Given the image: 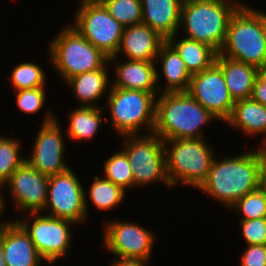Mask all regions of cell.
Masks as SVG:
<instances>
[{
	"label": "cell",
	"instance_id": "1",
	"mask_svg": "<svg viewBox=\"0 0 266 266\" xmlns=\"http://www.w3.org/2000/svg\"><path fill=\"white\" fill-rule=\"evenodd\" d=\"M221 159L214 158L207 179L198 190L229 209L238 199L259 188V160L252 149Z\"/></svg>",
	"mask_w": 266,
	"mask_h": 266
},
{
	"label": "cell",
	"instance_id": "2",
	"mask_svg": "<svg viewBox=\"0 0 266 266\" xmlns=\"http://www.w3.org/2000/svg\"><path fill=\"white\" fill-rule=\"evenodd\" d=\"M218 120L188 92H167L156 98L153 132L163 141L204 138L203 126Z\"/></svg>",
	"mask_w": 266,
	"mask_h": 266
},
{
	"label": "cell",
	"instance_id": "3",
	"mask_svg": "<svg viewBox=\"0 0 266 266\" xmlns=\"http://www.w3.org/2000/svg\"><path fill=\"white\" fill-rule=\"evenodd\" d=\"M242 4L231 0H184L179 29L184 28V37L205 43L219 53L229 21Z\"/></svg>",
	"mask_w": 266,
	"mask_h": 266
},
{
	"label": "cell",
	"instance_id": "4",
	"mask_svg": "<svg viewBox=\"0 0 266 266\" xmlns=\"http://www.w3.org/2000/svg\"><path fill=\"white\" fill-rule=\"evenodd\" d=\"M221 56L266 68V46L262 32V11L243 3L232 15Z\"/></svg>",
	"mask_w": 266,
	"mask_h": 266
},
{
	"label": "cell",
	"instance_id": "5",
	"mask_svg": "<svg viewBox=\"0 0 266 266\" xmlns=\"http://www.w3.org/2000/svg\"><path fill=\"white\" fill-rule=\"evenodd\" d=\"M163 143L171 187L180 184L199 189L207 179L215 158L210 143L204 138L171 139Z\"/></svg>",
	"mask_w": 266,
	"mask_h": 266
},
{
	"label": "cell",
	"instance_id": "6",
	"mask_svg": "<svg viewBox=\"0 0 266 266\" xmlns=\"http://www.w3.org/2000/svg\"><path fill=\"white\" fill-rule=\"evenodd\" d=\"M61 30L49 43L48 61L65 82L83 72L101 69L109 62V57L102 50L70 24Z\"/></svg>",
	"mask_w": 266,
	"mask_h": 266
},
{
	"label": "cell",
	"instance_id": "7",
	"mask_svg": "<svg viewBox=\"0 0 266 266\" xmlns=\"http://www.w3.org/2000/svg\"><path fill=\"white\" fill-rule=\"evenodd\" d=\"M109 90L102 108H108L112 129L118 136L140 134L142 126L147 133L153 132L157 94L115 87Z\"/></svg>",
	"mask_w": 266,
	"mask_h": 266
},
{
	"label": "cell",
	"instance_id": "8",
	"mask_svg": "<svg viewBox=\"0 0 266 266\" xmlns=\"http://www.w3.org/2000/svg\"><path fill=\"white\" fill-rule=\"evenodd\" d=\"M121 138V141L124 140L121 150L128 158L136 188L152 183L155 185L159 181L171 187L166 171L164 143L158 135L145 132Z\"/></svg>",
	"mask_w": 266,
	"mask_h": 266
},
{
	"label": "cell",
	"instance_id": "9",
	"mask_svg": "<svg viewBox=\"0 0 266 266\" xmlns=\"http://www.w3.org/2000/svg\"><path fill=\"white\" fill-rule=\"evenodd\" d=\"M25 215L27 219L22 215L23 218L14 220L28 233L46 264L54 265L56 260L66 256L65 254L72 248L70 227L76 224L44 213H29V215L25 213Z\"/></svg>",
	"mask_w": 266,
	"mask_h": 266
},
{
	"label": "cell",
	"instance_id": "10",
	"mask_svg": "<svg viewBox=\"0 0 266 266\" xmlns=\"http://www.w3.org/2000/svg\"><path fill=\"white\" fill-rule=\"evenodd\" d=\"M85 191L71 168L49 177L45 215L67 219L75 224L86 222Z\"/></svg>",
	"mask_w": 266,
	"mask_h": 266
},
{
	"label": "cell",
	"instance_id": "11",
	"mask_svg": "<svg viewBox=\"0 0 266 266\" xmlns=\"http://www.w3.org/2000/svg\"><path fill=\"white\" fill-rule=\"evenodd\" d=\"M76 11L70 25L108 57L114 56L119 49L124 26L109 14L103 4L86 5Z\"/></svg>",
	"mask_w": 266,
	"mask_h": 266
},
{
	"label": "cell",
	"instance_id": "12",
	"mask_svg": "<svg viewBox=\"0 0 266 266\" xmlns=\"http://www.w3.org/2000/svg\"><path fill=\"white\" fill-rule=\"evenodd\" d=\"M48 109L26 161L41 174L51 177L70 168L64 160L65 142L58 117Z\"/></svg>",
	"mask_w": 266,
	"mask_h": 266
},
{
	"label": "cell",
	"instance_id": "13",
	"mask_svg": "<svg viewBox=\"0 0 266 266\" xmlns=\"http://www.w3.org/2000/svg\"><path fill=\"white\" fill-rule=\"evenodd\" d=\"M106 222L103 244L114 257L151 259L156 238L153 231L142 225L118 219Z\"/></svg>",
	"mask_w": 266,
	"mask_h": 266
},
{
	"label": "cell",
	"instance_id": "14",
	"mask_svg": "<svg viewBox=\"0 0 266 266\" xmlns=\"http://www.w3.org/2000/svg\"><path fill=\"white\" fill-rule=\"evenodd\" d=\"M188 93L218 121L225 123L231 116L235 101L229 93L223 72L216 63L192 75Z\"/></svg>",
	"mask_w": 266,
	"mask_h": 266
},
{
	"label": "cell",
	"instance_id": "15",
	"mask_svg": "<svg viewBox=\"0 0 266 266\" xmlns=\"http://www.w3.org/2000/svg\"><path fill=\"white\" fill-rule=\"evenodd\" d=\"M49 177L25 161L12 174L2 189L8 188L11 201L21 213H44ZM11 192V193H10ZM28 210V211H27Z\"/></svg>",
	"mask_w": 266,
	"mask_h": 266
},
{
	"label": "cell",
	"instance_id": "16",
	"mask_svg": "<svg viewBox=\"0 0 266 266\" xmlns=\"http://www.w3.org/2000/svg\"><path fill=\"white\" fill-rule=\"evenodd\" d=\"M117 60L119 58L109 57V63L114 62L116 66L114 68L116 78L111 82V87L141 90L152 94L159 93L157 82L161 79L158 72L160 69L157 70L156 62L127 60L125 63H119Z\"/></svg>",
	"mask_w": 266,
	"mask_h": 266
},
{
	"label": "cell",
	"instance_id": "17",
	"mask_svg": "<svg viewBox=\"0 0 266 266\" xmlns=\"http://www.w3.org/2000/svg\"><path fill=\"white\" fill-rule=\"evenodd\" d=\"M0 240L7 266H41V262L45 261L28 233L16 220L10 219L0 231Z\"/></svg>",
	"mask_w": 266,
	"mask_h": 266
},
{
	"label": "cell",
	"instance_id": "18",
	"mask_svg": "<svg viewBox=\"0 0 266 266\" xmlns=\"http://www.w3.org/2000/svg\"><path fill=\"white\" fill-rule=\"evenodd\" d=\"M165 41L156 31L143 23L124 27L119 49L111 57L118 58L123 52L128 60L155 62Z\"/></svg>",
	"mask_w": 266,
	"mask_h": 266
},
{
	"label": "cell",
	"instance_id": "19",
	"mask_svg": "<svg viewBox=\"0 0 266 266\" xmlns=\"http://www.w3.org/2000/svg\"><path fill=\"white\" fill-rule=\"evenodd\" d=\"M184 0H141L142 23L165 40L179 33Z\"/></svg>",
	"mask_w": 266,
	"mask_h": 266
},
{
	"label": "cell",
	"instance_id": "20",
	"mask_svg": "<svg viewBox=\"0 0 266 266\" xmlns=\"http://www.w3.org/2000/svg\"><path fill=\"white\" fill-rule=\"evenodd\" d=\"M215 63L221 68L225 83L234 101L251 97L259 72L257 67L221 56L219 53Z\"/></svg>",
	"mask_w": 266,
	"mask_h": 266
},
{
	"label": "cell",
	"instance_id": "21",
	"mask_svg": "<svg viewBox=\"0 0 266 266\" xmlns=\"http://www.w3.org/2000/svg\"><path fill=\"white\" fill-rule=\"evenodd\" d=\"M155 62L160 63L166 81V84L162 85L164 89H162V86H157L160 94L188 92L192 75L180 55L167 41L161 45Z\"/></svg>",
	"mask_w": 266,
	"mask_h": 266
},
{
	"label": "cell",
	"instance_id": "22",
	"mask_svg": "<svg viewBox=\"0 0 266 266\" xmlns=\"http://www.w3.org/2000/svg\"><path fill=\"white\" fill-rule=\"evenodd\" d=\"M109 62L101 69L83 72L78 74L65 83L72 89L74 95L82 106L99 107L95 105L100 99H103L106 90L111 88V81L107 66ZM103 96V97H102Z\"/></svg>",
	"mask_w": 266,
	"mask_h": 266
},
{
	"label": "cell",
	"instance_id": "23",
	"mask_svg": "<svg viewBox=\"0 0 266 266\" xmlns=\"http://www.w3.org/2000/svg\"><path fill=\"white\" fill-rule=\"evenodd\" d=\"M230 127L241 129L248 136L265 135L266 143V106L251 98L235 101L231 116L226 121Z\"/></svg>",
	"mask_w": 266,
	"mask_h": 266
},
{
	"label": "cell",
	"instance_id": "24",
	"mask_svg": "<svg viewBox=\"0 0 266 266\" xmlns=\"http://www.w3.org/2000/svg\"><path fill=\"white\" fill-rule=\"evenodd\" d=\"M177 36L178 34H175L166 41L180 55L191 75L200 73L216 62L218 52L214 48L186 37L178 39Z\"/></svg>",
	"mask_w": 266,
	"mask_h": 266
},
{
	"label": "cell",
	"instance_id": "25",
	"mask_svg": "<svg viewBox=\"0 0 266 266\" xmlns=\"http://www.w3.org/2000/svg\"><path fill=\"white\" fill-rule=\"evenodd\" d=\"M103 112L100 107L82 105L71 110L67 118L69 119L67 135L75 141L92 140L102 126Z\"/></svg>",
	"mask_w": 266,
	"mask_h": 266
},
{
	"label": "cell",
	"instance_id": "26",
	"mask_svg": "<svg viewBox=\"0 0 266 266\" xmlns=\"http://www.w3.org/2000/svg\"><path fill=\"white\" fill-rule=\"evenodd\" d=\"M93 183L89 188V197L87 198V192H85V211L88 218V200L98 209V210H111L116 206L120 205L124 200L125 190L114 184L113 182L101 178L100 176L93 177ZM120 203V204H119Z\"/></svg>",
	"mask_w": 266,
	"mask_h": 266
},
{
	"label": "cell",
	"instance_id": "27",
	"mask_svg": "<svg viewBox=\"0 0 266 266\" xmlns=\"http://www.w3.org/2000/svg\"><path fill=\"white\" fill-rule=\"evenodd\" d=\"M21 144L19 139L0 134V187L10 179L12 174L21 166L26 157L20 156Z\"/></svg>",
	"mask_w": 266,
	"mask_h": 266
},
{
	"label": "cell",
	"instance_id": "28",
	"mask_svg": "<svg viewBox=\"0 0 266 266\" xmlns=\"http://www.w3.org/2000/svg\"><path fill=\"white\" fill-rule=\"evenodd\" d=\"M104 165V179L121 186L125 191L126 188H134V178L132 169L129 165L126 154L121 151H116L110 158L102 162Z\"/></svg>",
	"mask_w": 266,
	"mask_h": 266
},
{
	"label": "cell",
	"instance_id": "29",
	"mask_svg": "<svg viewBox=\"0 0 266 266\" xmlns=\"http://www.w3.org/2000/svg\"><path fill=\"white\" fill-rule=\"evenodd\" d=\"M10 82L15 91L45 87L46 74L39 65L31 62H23L11 70Z\"/></svg>",
	"mask_w": 266,
	"mask_h": 266
},
{
	"label": "cell",
	"instance_id": "30",
	"mask_svg": "<svg viewBox=\"0 0 266 266\" xmlns=\"http://www.w3.org/2000/svg\"><path fill=\"white\" fill-rule=\"evenodd\" d=\"M103 5L124 27L142 23L141 0H104Z\"/></svg>",
	"mask_w": 266,
	"mask_h": 266
},
{
	"label": "cell",
	"instance_id": "31",
	"mask_svg": "<svg viewBox=\"0 0 266 266\" xmlns=\"http://www.w3.org/2000/svg\"><path fill=\"white\" fill-rule=\"evenodd\" d=\"M229 209L239 212V220L266 218V193L259 187L238 199Z\"/></svg>",
	"mask_w": 266,
	"mask_h": 266
},
{
	"label": "cell",
	"instance_id": "32",
	"mask_svg": "<svg viewBox=\"0 0 266 266\" xmlns=\"http://www.w3.org/2000/svg\"><path fill=\"white\" fill-rule=\"evenodd\" d=\"M46 87L16 91V104L19 110L28 115L37 114L46 103Z\"/></svg>",
	"mask_w": 266,
	"mask_h": 266
},
{
	"label": "cell",
	"instance_id": "33",
	"mask_svg": "<svg viewBox=\"0 0 266 266\" xmlns=\"http://www.w3.org/2000/svg\"><path fill=\"white\" fill-rule=\"evenodd\" d=\"M239 228L246 245H266V218L240 220Z\"/></svg>",
	"mask_w": 266,
	"mask_h": 266
},
{
	"label": "cell",
	"instance_id": "34",
	"mask_svg": "<svg viewBox=\"0 0 266 266\" xmlns=\"http://www.w3.org/2000/svg\"><path fill=\"white\" fill-rule=\"evenodd\" d=\"M240 266H266V245H247Z\"/></svg>",
	"mask_w": 266,
	"mask_h": 266
},
{
	"label": "cell",
	"instance_id": "35",
	"mask_svg": "<svg viewBox=\"0 0 266 266\" xmlns=\"http://www.w3.org/2000/svg\"><path fill=\"white\" fill-rule=\"evenodd\" d=\"M250 98L266 106V68L259 70Z\"/></svg>",
	"mask_w": 266,
	"mask_h": 266
},
{
	"label": "cell",
	"instance_id": "36",
	"mask_svg": "<svg viewBox=\"0 0 266 266\" xmlns=\"http://www.w3.org/2000/svg\"><path fill=\"white\" fill-rule=\"evenodd\" d=\"M259 160V187L266 193V143L255 150Z\"/></svg>",
	"mask_w": 266,
	"mask_h": 266
},
{
	"label": "cell",
	"instance_id": "37",
	"mask_svg": "<svg viewBox=\"0 0 266 266\" xmlns=\"http://www.w3.org/2000/svg\"><path fill=\"white\" fill-rule=\"evenodd\" d=\"M116 258V259H115ZM110 266H148L151 260L115 257Z\"/></svg>",
	"mask_w": 266,
	"mask_h": 266
},
{
	"label": "cell",
	"instance_id": "38",
	"mask_svg": "<svg viewBox=\"0 0 266 266\" xmlns=\"http://www.w3.org/2000/svg\"><path fill=\"white\" fill-rule=\"evenodd\" d=\"M2 191H0V220H2L1 219V217L3 216V212H4V210H5V199L3 198L4 196H3V194L1 193ZM3 211V212H2ZM2 215V216H1ZM5 221V222H4ZM9 223V221L8 220H3V221H1L0 222V231L7 225Z\"/></svg>",
	"mask_w": 266,
	"mask_h": 266
},
{
	"label": "cell",
	"instance_id": "39",
	"mask_svg": "<svg viewBox=\"0 0 266 266\" xmlns=\"http://www.w3.org/2000/svg\"><path fill=\"white\" fill-rule=\"evenodd\" d=\"M104 0H80L79 1V7H83V6H86V5H100V4H103Z\"/></svg>",
	"mask_w": 266,
	"mask_h": 266
},
{
	"label": "cell",
	"instance_id": "40",
	"mask_svg": "<svg viewBox=\"0 0 266 266\" xmlns=\"http://www.w3.org/2000/svg\"><path fill=\"white\" fill-rule=\"evenodd\" d=\"M262 32L266 46V12L262 11Z\"/></svg>",
	"mask_w": 266,
	"mask_h": 266
},
{
	"label": "cell",
	"instance_id": "41",
	"mask_svg": "<svg viewBox=\"0 0 266 266\" xmlns=\"http://www.w3.org/2000/svg\"><path fill=\"white\" fill-rule=\"evenodd\" d=\"M0 266H7L4 258V251L2 246V241L0 240Z\"/></svg>",
	"mask_w": 266,
	"mask_h": 266
}]
</instances>
